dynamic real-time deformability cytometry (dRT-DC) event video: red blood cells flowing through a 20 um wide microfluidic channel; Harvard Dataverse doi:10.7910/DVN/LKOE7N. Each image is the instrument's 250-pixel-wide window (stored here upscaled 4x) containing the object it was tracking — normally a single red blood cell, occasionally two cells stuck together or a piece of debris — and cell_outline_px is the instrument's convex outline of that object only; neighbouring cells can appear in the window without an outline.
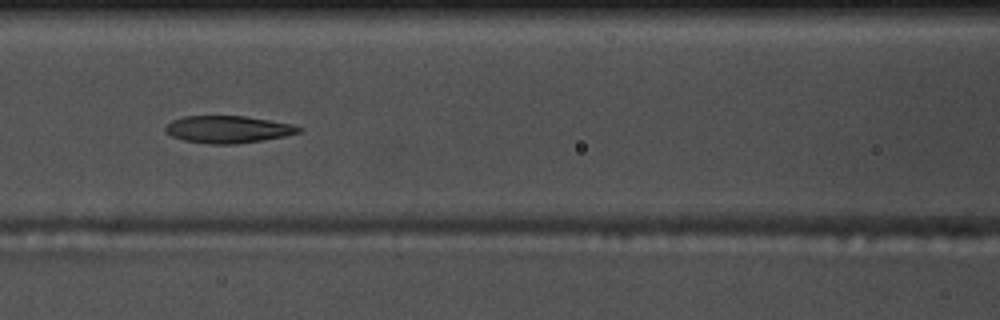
{"species": "common noctule bat (a hibernating species)", "species_latin": "Nyctalus noctula", "temperature_condition": "warm", "stored_images_in_passage": 56, "segment_of_instrument_passage": [1, 2], "camera_frame_rate_fps": 3000, "um_per_image_px": 0.085, "animal": {"sex": "male", "body_mass_g": 17.5, "forearm_length_mm": 52.3}, "frame": {"image": 1, "passage_image": 23, "time_ms": 7.333, "image_size_px": [1000, 320], "cell_outline_px": [[304, 128], [300, 132], [284, 136], [264, 140], [236, 144], [208, 144], [184, 140], [172, 136], [164, 128], [172, 120], [184, 116], [244, 116], [292, 124]], "centroid_in_image_um": [19.4, 11.0], "position_along_channel_um": 147.2, "area_um2": 21.04}}
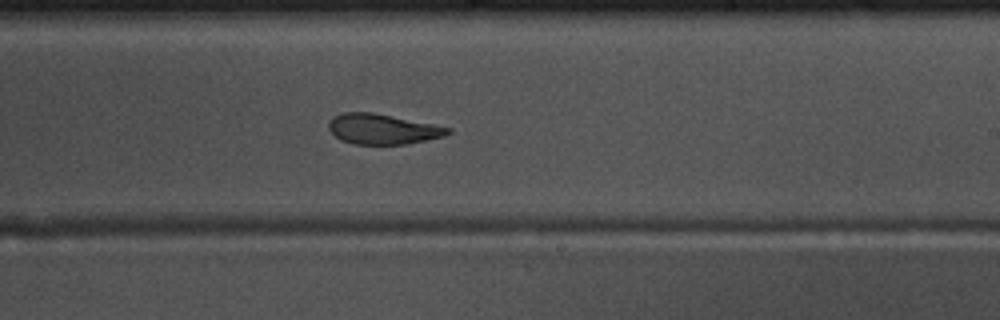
{"frame": {"image": 2, "passage_image": 32, "time_ms": 10.333, "image_size_px": [1000, 320], "cell_outline_px": [[452, 132], [444, 136], [408, 144], [352, 144], [340, 140], [328, 128], [328, 120], [332, 116], [344, 112], [372, 112], [452, 128]], "centroid_in_image_um": [32.49, 10.97], "position_along_channel_um": 256.5, "area_um2": 21.04}}
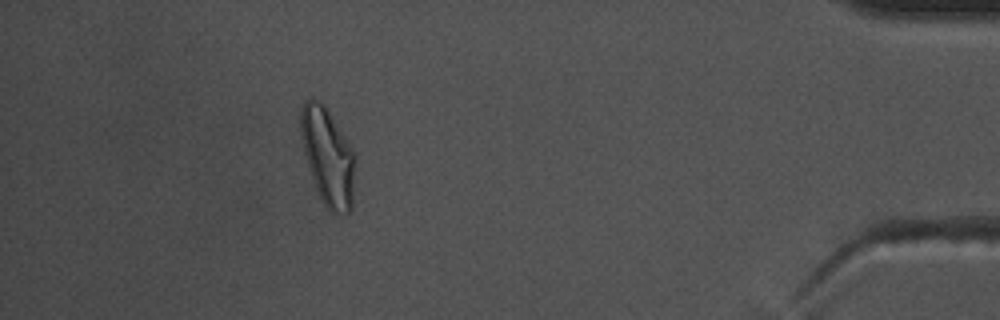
{"frame": {"image": 3, "passage_image": 49, "time_ms": 16.0, "image_size_px": [1000, 320], "cell_outline_px": [[356, 160], [352, 208], [348, 212], [332, 212], [324, 204], [316, 188], [308, 168], [300, 136], [300, 108], [304, 100], [312, 96], [324, 104], [356, 152]], "centroid_in_image_um": [27.87, 13.25], "position_along_channel_um": 407.3, "area_um2": 31.39}}